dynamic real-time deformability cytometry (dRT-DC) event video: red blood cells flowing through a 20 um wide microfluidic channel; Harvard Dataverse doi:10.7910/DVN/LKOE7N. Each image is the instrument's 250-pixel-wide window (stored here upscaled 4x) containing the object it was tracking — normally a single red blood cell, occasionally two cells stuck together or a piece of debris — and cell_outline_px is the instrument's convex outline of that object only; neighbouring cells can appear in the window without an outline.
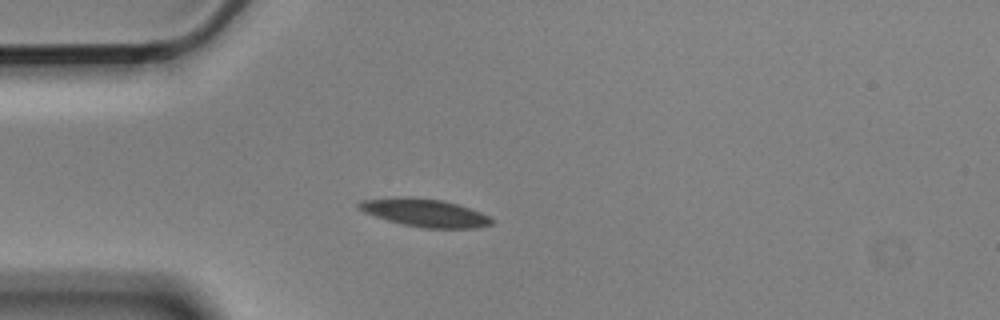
{"species": "Egyptian fruit bat (a non-hibernating species)", "species_latin": "Rousettus aegyptiacus", "temperature_condition": "cold", "stored_images_in_passage": 7, "camera_frame_rate_fps": 3000, "um_per_image_px": 0.085, "animal": {"sex": "male"}, "frame": {"image": 1, "passage_image": 4, "time_ms": 1.0, "image_size_px": [1000, 320], "cell_outline_px": [[492, 224], [476, 228], [424, 228], [404, 224], [388, 220], [364, 212], [356, 208], [356, 204], [360, 200], [400, 196], [408, 196], [444, 200], [480, 212], [488, 216], [492, 220]], "centroid_in_image_um": [36.05, 18.07], "position_along_channel_um": 48.9, "area_um2": 21.56}}
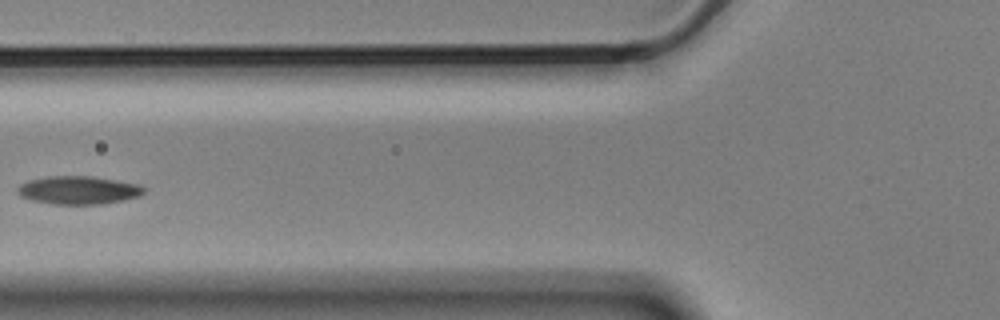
{"frame": {"image": 2, "passage_image": 6, "time_ms": 1.667, "image_size_px": [1000, 320], "cell_outline_px": [[144, 192], [140, 196], [124, 200], [100, 204], [52, 204], [32, 200], [20, 196], [16, 192], [16, 188], [20, 184], [28, 180], [48, 176], [92, 176], [140, 184], [144, 188]], "centroid_in_image_um": [6.65, 16.16], "position_along_channel_um": 119.2, "area_um2": 20.87}}
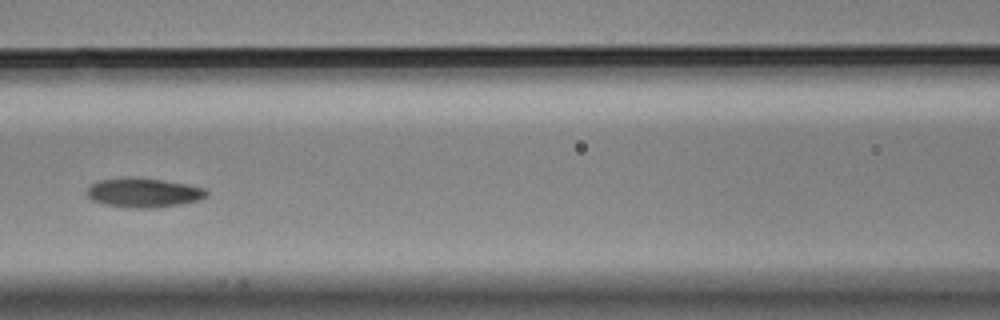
{"frame": {"image": 3, "passage_image": 7, "time_ms": 2.0, "image_size_px": [1000, 320], "cell_outline_px": [[208, 196], [200, 200], [184, 204], [156, 208], [132, 208], [104, 204], [92, 200], [84, 192], [92, 184], [100, 180], [136, 176], [164, 180], [204, 188], [208, 192]], "centroid_in_image_um": [12.22, 16.38], "position_along_channel_um": 154.4, "area_um2": 20.69}}